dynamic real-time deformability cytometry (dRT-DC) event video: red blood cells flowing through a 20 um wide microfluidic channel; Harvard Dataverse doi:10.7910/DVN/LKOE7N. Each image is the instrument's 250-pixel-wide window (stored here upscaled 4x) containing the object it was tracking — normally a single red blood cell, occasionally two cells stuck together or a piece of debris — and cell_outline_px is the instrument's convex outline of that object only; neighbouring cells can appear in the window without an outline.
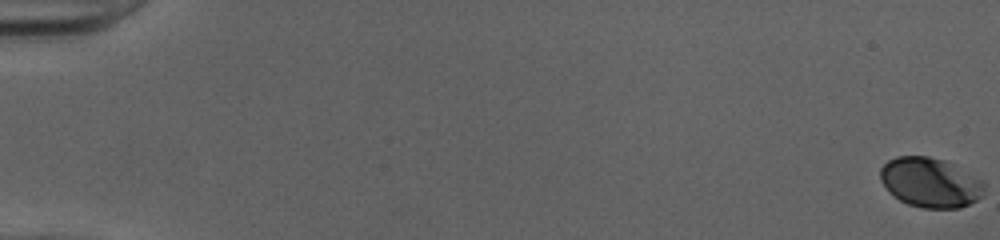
{"species": "human", "species_latin": "Homo sapiens", "temperature_condition": "cold", "stored_images_in_passage": 53, "camera_frame_rate_fps": 3000, "um_per_image_px": 0.085, "donor": {"sex": "female"}, "frame": {"image": 1, "passage_image": 1, "time_ms": 0.0, "image_size_px": [1000, 240], "cell_outline_px": [[984, 192], [976, 200], [960, 208], [920, 208], [908, 204], [900, 200], [888, 192], [880, 180], [880, 168], [888, 160], [896, 156], [928, 156], [944, 160], [984, 180]], "centroid_in_image_um": [79.05, 15.51], "position_along_channel_um": 5.9, "area_um2": 30.23}}
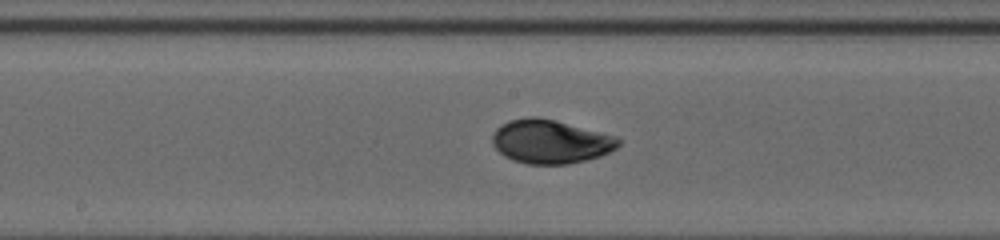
{"frame": {"image": 2, "passage_image": 30, "time_ms": 9.667, "image_size_px": [1000, 240], "cell_outline_px": [[620, 144], [616, 148], [600, 156], [568, 164], [528, 164], [512, 160], [504, 156], [492, 144], [492, 132], [500, 124], [508, 120], [528, 116], [536, 116], [616, 136], [620, 140]], "centroid_in_image_um": [46.73, 12.03], "position_along_channel_um": 201.5, "area_um2": 32.02}}
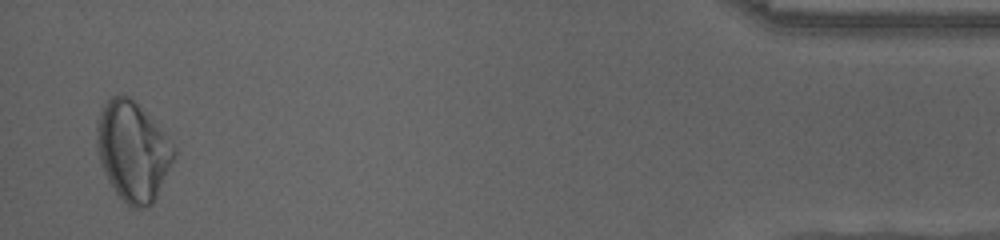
{"frame": {"image": 3, "passage_image": 52, "time_ms": 17.0, "image_size_px": [1000, 240], "cell_outline_px": [[176, 156], [152, 204], [144, 208], [128, 208], [120, 200], [112, 188], [104, 172], [96, 152], [96, 124], [100, 112], [104, 104], [112, 96], [128, 96], [164, 132], [176, 148]], "centroid_in_image_um": [11.27, 12.91], "position_along_channel_um": 423.9, "area_um2": 44.74}, "authors_computed_cell_mechanics": {"area_um2": 31.6166, "velocity_mm_per_s": 4.0316, "shape_relaxation_time_tau1_ms": 3.7028, "shape_relaxation_time_tau2_ms": 1.4707, "deformation_change_tau1": 0.1179, "deformation_change_tau2": 0.0361}}